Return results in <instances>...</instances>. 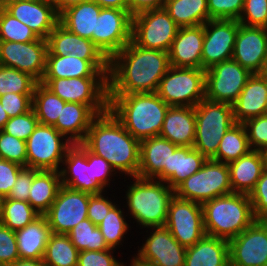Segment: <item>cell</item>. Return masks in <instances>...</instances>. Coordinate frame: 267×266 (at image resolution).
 Here are the masks:
<instances>
[{"instance_id": "ffe728a7", "label": "cell", "mask_w": 267, "mask_h": 266, "mask_svg": "<svg viewBox=\"0 0 267 266\" xmlns=\"http://www.w3.org/2000/svg\"><path fill=\"white\" fill-rule=\"evenodd\" d=\"M149 228V237L135 257L152 266H185L186 247L172 236L165 225Z\"/></svg>"}, {"instance_id": "836d02e7", "label": "cell", "mask_w": 267, "mask_h": 266, "mask_svg": "<svg viewBox=\"0 0 267 266\" xmlns=\"http://www.w3.org/2000/svg\"><path fill=\"white\" fill-rule=\"evenodd\" d=\"M101 7L93 1H87L71 6L59 16V22L72 33L91 40L96 33V18H98Z\"/></svg>"}, {"instance_id": "ab89813d", "label": "cell", "mask_w": 267, "mask_h": 266, "mask_svg": "<svg viewBox=\"0 0 267 266\" xmlns=\"http://www.w3.org/2000/svg\"><path fill=\"white\" fill-rule=\"evenodd\" d=\"M40 215L29 202L9 198L2 199L0 223L10 230L22 229Z\"/></svg>"}, {"instance_id": "b9f144b4", "label": "cell", "mask_w": 267, "mask_h": 266, "mask_svg": "<svg viewBox=\"0 0 267 266\" xmlns=\"http://www.w3.org/2000/svg\"><path fill=\"white\" fill-rule=\"evenodd\" d=\"M124 210L120 209L116 204L110 211L107 213L103 221H101L97 227L100 229L101 234L103 235L107 245L116 249L122 245L123 237L129 231V224L126 222V217L124 216Z\"/></svg>"}, {"instance_id": "4fadbf2b", "label": "cell", "mask_w": 267, "mask_h": 266, "mask_svg": "<svg viewBox=\"0 0 267 266\" xmlns=\"http://www.w3.org/2000/svg\"><path fill=\"white\" fill-rule=\"evenodd\" d=\"M132 40V15L121 9L102 8L96 18L93 43L110 60Z\"/></svg>"}, {"instance_id": "30bf717a", "label": "cell", "mask_w": 267, "mask_h": 266, "mask_svg": "<svg viewBox=\"0 0 267 266\" xmlns=\"http://www.w3.org/2000/svg\"><path fill=\"white\" fill-rule=\"evenodd\" d=\"M72 144L53 126L38 123L34 132L26 140V167L59 172L66 151Z\"/></svg>"}, {"instance_id": "f1b7e54d", "label": "cell", "mask_w": 267, "mask_h": 266, "mask_svg": "<svg viewBox=\"0 0 267 266\" xmlns=\"http://www.w3.org/2000/svg\"><path fill=\"white\" fill-rule=\"evenodd\" d=\"M96 116L97 114L88 105L65 102L53 127L73 144L82 143Z\"/></svg>"}, {"instance_id": "e575fe53", "label": "cell", "mask_w": 267, "mask_h": 266, "mask_svg": "<svg viewBox=\"0 0 267 266\" xmlns=\"http://www.w3.org/2000/svg\"><path fill=\"white\" fill-rule=\"evenodd\" d=\"M60 186L58 171L35 169L28 202L39 214L44 215L53 204Z\"/></svg>"}, {"instance_id": "94428289", "label": "cell", "mask_w": 267, "mask_h": 266, "mask_svg": "<svg viewBox=\"0 0 267 266\" xmlns=\"http://www.w3.org/2000/svg\"><path fill=\"white\" fill-rule=\"evenodd\" d=\"M96 2L101 8L121 9L129 11L128 0H91Z\"/></svg>"}, {"instance_id": "9a60e30c", "label": "cell", "mask_w": 267, "mask_h": 266, "mask_svg": "<svg viewBox=\"0 0 267 266\" xmlns=\"http://www.w3.org/2000/svg\"><path fill=\"white\" fill-rule=\"evenodd\" d=\"M91 195L61 185L53 204L44 214L52 233L67 234L80 221L87 219V209Z\"/></svg>"}, {"instance_id": "cb8c5ba5", "label": "cell", "mask_w": 267, "mask_h": 266, "mask_svg": "<svg viewBox=\"0 0 267 266\" xmlns=\"http://www.w3.org/2000/svg\"><path fill=\"white\" fill-rule=\"evenodd\" d=\"M232 107L236 123L267 114V73L252 74Z\"/></svg>"}, {"instance_id": "6da1fadb", "label": "cell", "mask_w": 267, "mask_h": 266, "mask_svg": "<svg viewBox=\"0 0 267 266\" xmlns=\"http://www.w3.org/2000/svg\"><path fill=\"white\" fill-rule=\"evenodd\" d=\"M169 67V52L131 40L109 60L108 94L155 93Z\"/></svg>"}, {"instance_id": "9f6ffc18", "label": "cell", "mask_w": 267, "mask_h": 266, "mask_svg": "<svg viewBox=\"0 0 267 266\" xmlns=\"http://www.w3.org/2000/svg\"><path fill=\"white\" fill-rule=\"evenodd\" d=\"M105 193L92 194L89 197V204L87 209L88 219L95 225H98L107 213L116 205L114 201H110L108 197L104 198Z\"/></svg>"}, {"instance_id": "89a4df30", "label": "cell", "mask_w": 267, "mask_h": 266, "mask_svg": "<svg viewBox=\"0 0 267 266\" xmlns=\"http://www.w3.org/2000/svg\"><path fill=\"white\" fill-rule=\"evenodd\" d=\"M2 199L3 198L0 196V217H1Z\"/></svg>"}, {"instance_id": "44dd1931", "label": "cell", "mask_w": 267, "mask_h": 266, "mask_svg": "<svg viewBox=\"0 0 267 266\" xmlns=\"http://www.w3.org/2000/svg\"><path fill=\"white\" fill-rule=\"evenodd\" d=\"M232 59L252 74L267 73V28L239 23Z\"/></svg>"}, {"instance_id": "7bdbcfd3", "label": "cell", "mask_w": 267, "mask_h": 266, "mask_svg": "<svg viewBox=\"0 0 267 266\" xmlns=\"http://www.w3.org/2000/svg\"><path fill=\"white\" fill-rule=\"evenodd\" d=\"M38 83L27 73L0 65V96L7 93L34 94Z\"/></svg>"}, {"instance_id": "a7ac6f4b", "label": "cell", "mask_w": 267, "mask_h": 266, "mask_svg": "<svg viewBox=\"0 0 267 266\" xmlns=\"http://www.w3.org/2000/svg\"><path fill=\"white\" fill-rule=\"evenodd\" d=\"M261 152L265 161V165L267 166V146Z\"/></svg>"}, {"instance_id": "7dc6e473", "label": "cell", "mask_w": 267, "mask_h": 266, "mask_svg": "<svg viewBox=\"0 0 267 266\" xmlns=\"http://www.w3.org/2000/svg\"><path fill=\"white\" fill-rule=\"evenodd\" d=\"M38 123L35 112L31 109L25 114L11 117L5 123L3 131L26 142L29 136L34 132Z\"/></svg>"}, {"instance_id": "8d00e7d4", "label": "cell", "mask_w": 267, "mask_h": 266, "mask_svg": "<svg viewBox=\"0 0 267 266\" xmlns=\"http://www.w3.org/2000/svg\"><path fill=\"white\" fill-rule=\"evenodd\" d=\"M251 151L247 132L243 123H236L225 133L212 160L230 163Z\"/></svg>"}, {"instance_id": "1f68e13d", "label": "cell", "mask_w": 267, "mask_h": 266, "mask_svg": "<svg viewBox=\"0 0 267 266\" xmlns=\"http://www.w3.org/2000/svg\"><path fill=\"white\" fill-rule=\"evenodd\" d=\"M52 234L45 215H40L24 228L16 230L20 259H43L46 245Z\"/></svg>"}, {"instance_id": "bcb514c9", "label": "cell", "mask_w": 267, "mask_h": 266, "mask_svg": "<svg viewBox=\"0 0 267 266\" xmlns=\"http://www.w3.org/2000/svg\"><path fill=\"white\" fill-rule=\"evenodd\" d=\"M0 158L26 167V142L0 131Z\"/></svg>"}, {"instance_id": "7a4b0ae2", "label": "cell", "mask_w": 267, "mask_h": 266, "mask_svg": "<svg viewBox=\"0 0 267 266\" xmlns=\"http://www.w3.org/2000/svg\"><path fill=\"white\" fill-rule=\"evenodd\" d=\"M93 154L104 158L119 174L137 177L140 141L135 139L108 109L98 114L82 142Z\"/></svg>"}, {"instance_id": "83f0119b", "label": "cell", "mask_w": 267, "mask_h": 266, "mask_svg": "<svg viewBox=\"0 0 267 266\" xmlns=\"http://www.w3.org/2000/svg\"><path fill=\"white\" fill-rule=\"evenodd\" d=\"M178 145L160 136L140 141V165L137 177L154 179L164 168Z\"/></svg>"}, {"instance_id": "7402d4cb", "label": "cell", "mask_w": 267, "mask_h": 266, "mask_svg": "<svg viewBox=\"0 0 267 266\" xmlns=\"http://www.w3.org/2000/svg\"><path fill=\"white\" fill-rule=\"evenodd\" d=\"M6 10L43 39H47L59 23L60 15L49 0L21 1L8 6Z\"/></svg>"}, {"instance_id": "f6af8a7d", "label": "cell", "mask_w": 267, "mask_h": 266, "mask_svg": "<svg viewBox=\"0 0 267 266\" xmlns=\"http://www.w3.org/2000/svg\"><path fill=\"white\" fill-rule=\"evenodd\" d=\"M112 172L116 174L104 158L93 154L86 147V173L103 191L106 187H110V176H114Z\"/></svg>"}, {"instance_id": "91938a15", "label": "cell", "mask_w": 267, "mask_h": 266, "mask_svg": "<svg viewBox=\"0 0 267 266\" xmlns=\"http://www.w3.org/2000/svg\"><path fill=\"white\" fill-rule=\"evenodd\" d=\"M129 13L134 16L140 12L164 8L163 0H128Z\"/></svg>"}, {"instance_id": "f907efd6", "label": "cell", "mask_w": 267, "mask_h": 266, "mask_svg": "<svg viewBox=\"0 0 267 266\" xmlns=\"http://www.w3.org/2000/svg\"><path fill=\"white\" fill-rule=\"evenodd\" d=\"M210 19L238 20L244 6V0H207Z\"/></svg>"}, {"instance_id": "277c9868", "label": "cell", "mask_w": 267, "mask_h": 266, "mask_svg": "<svg viewBox=\"0 0 267 266\" xmlns=\"http://www.w3.org/2000/svg\"><path fill=\"white\" fill-rule=\"evenodd\" d=\"M206 235L230 240L257 218L253 214L248 194L230 193L202 204Z\"/></svg>"}, {"instance_id": "ee69618b", "label": "cell", "mask_w": 267, "mask_h": 266, "mask_svg": "<svg viewBox=\"0 0 267 266\" xmlns=\"http://www.w3.org/2000/svg\"><path fill=\"white\" fill-rule=\"evenodd\" d=\"M39 37L6 9H0V41L32 42Z\"/></svg>"}, {"instance_id": "d590c367", "label": "cell", "mask_w": 267, "mask_h": 266, "mask_svg": "<svg viewBox=\"0 0 267 266\" xmlns=\"http://www.w3.org/2000/svg\"><path fill=\"white\" fill-rule=\"evenodd\" d=\"M164 9L180 28L204 25L209 20L207 0H168Z\"/></svg>"}, {"instance_id": "8fae6325", "label": "cell", "mask_w": 267, "mask_h": 266, "mask_svg": "<svg viewBox=\"0 0 267 266\" xmlns=\"http://www.w3.org/2000/svg\"><path fill=\"white\" fill-rule=\"evenodd\" d=\"M179 26L164 9H153L132 16V41L143 48L169 52Z\"/></svg>"}, {"instance_id": "f5cc1de1", "label": "cell", "mask_w": 267, "mask_h": 266, "mask_svg": "<svg viewBox=\"0 0 267 266\" xmlns=\"http://www.w3.org/2000/svg\"><path fill=\"white\" fill-rule=\"evenodd\" d=\"M253 214L257 219H267V166L257 181L255 188L249 193Z\"/></svg>"}, {"instance_id": "f35d334b", "label": "cell", "mask_w": 267, "mask_h": 266, "mask_svg": "<svg viewBox=\"0 0 267 266\" xmlns=\"http://www.w3.org/2000/svg\"><path fill=\"white\" fill-rule=\"evenodd\" d=\"M65 101L48 90L42 83H38L35 87L32 97V109L40 124L53 126Z\"/></svg>"}, {"instance_id": "d6986e66", "label": "cell", "mask_w": 267, "mask_h": 266, "mask_svg": "<svg viewBox=\"0 0 267 266\" xmlns=\"http://www.w3.org/2000/svg\"><path fill=\"white\" fill-rule=\"evenodd\" d=\"M48 51L53 55L78 57L87 60L97 71H109V59L91 41L76 35L60 22L49 34Z\"/></svg>"}, {"instance_id": "ac0fdd59", "label": "cell", "mask_w": 267, "mask_h": 266, "mask_svg": "<svg viewBox=\"0 0 267 266\" xmlns=\"http://www.w3.org/2000/svg\"><path fill=\"white\" fill-rule=\"evenodd\" d=\"M238 28L235 19H210L204 24L203 70L232 59Z\"/></svg>"}, {"instance_id": "f546056e", "label": "cell", "mask_w": 267, "mask_h": 266, "mask_svg": "<svg viewBox=\"0 0 267 266\" xmlns=\"http://www.w3.org/2000/svg\"><path fill=\"white\" fill-rule=\"evenodd\" d=\"M185 266H230L229 241L203 236L193 246L186 247Z\"/></svg>"}, {"instance_id": "7c38bea8", "label": "cell", "mask_w": 267, "mask_h": 266, "mask_svg": "<svg viewBox=\"0 0 267 266\" xmlns=\"http://www.w3.org/2000/svg\"><path fill=\"white\" fill-rule=\"evenodd\" d=\"M251 75L234 59L218 63L205 70V98L232 105Z\"/></svg>"}, {"instance_id": "484cf974", "label": "cell", "mask_w": 267, "mask_h": 266, "mask_svg": "<svg viewBox=\"0 0 267 266\" xmlns=\"http://www.w3.org/2000/svg\"><path fill=\"white\" fill-rule=\"evenodd\" d=\"M195 127L194 107L170 106L159 136L178 146L193 147Z\"/></svg>"}, {"instance_id": "52a82bcc", "label": "cell", "mask_w": 267, "mask_h": 266, "mask_svg": "<svg viewBox=\"0 0 267 266\" xmlns=\"http://www.w3.org/2000/svg\"><path fill=\"white\" fill-rule=\"evenodd\" d=\"M230 193L233 191L228 164L212 159H207L201 169L174 189V194L178 198L201 205Z\"/></svg>"}, {"instance_id": "680465c9", "label": "cell", "mask_w": 267, "mask_h": 266, "mask_svg": "<svg viewBox=\"0 0 267 266\" xmlns=\"http://www.w3.org/2000/svg\"><path fill=\"white\" fill-rule=\"evenodd\" d=\"M24 167L0 158V196L5 198L9 195L18 173Z\"/></svg>"}, {"instance_id": "d4e9b609", "label": "cell", "mask_w": 267, "mask_h": 266, "mask_svg": "<svg viewBox=\"0 0 267 266\" xmlns=\"http://www.w3.org/2000/svg\"><path fill=\"white\" fill-rule=\"evenodd\" d=\"M60 168L61 185L90 194L103 191L86 173V146L83 143L72 144L66 151Z\"/></svg>"}, {"instance_id": "03108f58", "label": "cell", "mask_w": 267, "mask_h": 266, "mask_svg": "<svg viewBox=\"0 0 267 266\" xmlns=\"http://www.w3.org/2000/svg\"><path fill=\"white\" fill-rule=\"evenodd\" d=\"M21 1L27 0H0V9H6L8 6Z\"/></svg>"}, {"instance_id": "816d5d0a", "label": "cell", "mask_w": 267, "mask_h": 266, "mask_svg": "<svg viewBox=\"0 0 267 266\" xmlns=\"http://www.w3.org/2000/svg\"><path fill=\"white\" fill-rule=\"evenodd\" d=\"M18 259L15 231L0 223V266H10Z\"/></svg>"}, {"instance_id": "74e56055", "label": "cell", "mask_w": 267, "mask_h": 266, "mask_svg": "<svg viewBox=\"0 0 267 266\" xmlns=\"http://www.w3.org/2000/svg\"><path fill=\"white\" fill-rule=\"evenodd\" d=\"M78 255L67 234L52 233L42 260L46 266H77Z\"/></svg>"}, {"instance_id": "8992f818", "label": "cell", "mask_w": 267, "mask_h": 266, "mask_svg": "<svg viewBox=\"0 0 267 266\" xmlns=\"http://www.w3.org/2000/svg\"><path fill=\"white\" fill-rule=\"evenodd\" d=\"M195 140L193 148L207 159H212L220 141L236 121L231 104L204 98L195 107Z\"/></svg>"}, {"instance_id": "60d3db41", "label": "cell", "mask_w": 267, "mask_h": 266, "mask_svg": "<svg viewBox=\"0 0 267 266\" xmlns=\"http://www.w3.org/2000/svg\"><path fill=\"white\" fill-rule=\"evenodd\" d=\"M67 235L76 249L81 251H102L111 249L100 229L93 224L88 218L80 221Z\"/></svg>"}, {"instance_id": "003e7915", "label": "cell", "mask_w": 267, "mask_h": 266, "mask_svg": "<svg viewBox=\"0 0 267 266\" xmlns=\"http://www.w3.org/2000/svg\"><path fill=\"white\" fill-rule=\"evenodd\" d=\"M134 258V259H133ZM131 259V263L129 266H152V265H149L147 263H143L141 261H139L135 256ZM121 266H127L125 265L123 262L121 263Z\"/></svg>"}, {"instance_id": "5b68a950", "label": "cell", "mask_w": 267, "mask_h": 266, "mask_svg": "<svg viewBox=\"0 0 267 266\" xmlns=\"http://www.w3.org/2000/svg\"><path fill=\"white\" fill-rule=\"evenodd\" d=\"M125 194L130 216L144 228L164 226L174 190L163 181L133 177Z\"/></svg>"}, {"instance_id": "2e32d148", "label": "cell", "mask_w": 267, "mask_h": 266, "mask_svg": "<svg viewBox=\"0 0 267 266\" xmlns=\"http://www.w3.org/2000/svg\"><path fill=\"white\" fill-rule=\"evenodd\" d=\"M47 40L32 42L0 41V65L15 68L41 82L46 68Z\"/></svg>"}, {"instance_id": "e7e4bbea", "label": "cell", "mask_w": 267, "mask_h": 266, "mask_svg": "<svg viewBox=\"0 0 267 266\" xmlns=\"http://www.w3.org/2000/svg\"><path fill=\"white\" fill-rule=\"evenodd\" d=\"M7 112L4 110L3 105L0 103V131L3 130L5 123L9 120Z\"/></svg>"}, {"instance_id": "e0dca14e", "label": "cell", "mask_w": 267, "mask_h": 266, "mask_svg": "<svg viewBox=\"0 0 267 266\" xmlns=\"http://www.w3.org/2000/svg\"><path fill=\"white\" fill-rule=\"evenodd\" d=\"M230 266H267V219H256L229 240Z\"/></svg>"}, {"instance_id": "11a10c76", "label": "cell", "mask_w": 267, "mask_h": 266, "mask_svg": "<svg viewBox=\"0 0 267 266\" xmlns=\"http://www.w3.org/2000/svg\"><path fill=\"white\" fill-rule=\"evenodd\" d=\"M114 249L102 251H81L78 255L77 266H121V260L114 257Z\"/></svg>"}, {"instance_id": "4dcf8cb0", "label": "cell", "mask_w": 267, "mask_h": 266, "mask_svg": "<svg viewBox=\"0 0 267 266\" xmlns=\"http://www.w3.org/2000/svg\"><path fill=\"white\" fill-rule=\"evenodd\" d=\"M228 167L232 191L249 195L266 165L262 152L251 150L247 155L228 163Z\"/></svg>"}, {"instance_id": "4316f807", "label": "cell", "mask_w": 267, "mask_h": 266, "mask_svg": "<svg viewBox=\"0 0 267 266\" xmlns=\"http://www.w3.org/2000/svg\"><path fill=\"white\" fill-rule=\"evenodd\" d=\"M207 158L193 147L178 146L164 168L154 179L166 182L173 190L202 168Z\"/></svg>"}, {"instance_id": "db71d44e", "label": "cell", "mask_w": 267, "mask_h": 266, "mask_svg": "<svg viewBox=\"0 0 267 266\" xmlns=\"http://www.w3.org/2000/svg\"><path fill=\"white\" fill-rule=\"evenodd\" d=\"M33 94L7 93L0 96V103L9 118L19 116L32 109Z\"/></svg>"}, {"instance_id": "681fc988", "label": "cell", "mask_w": 267, "mask_h": 266, "mask_svg": "<svg viewBox=\"0 0 267 266\" xmlns=\"http://www.w3.org/2000/svg\"><path fill=\"white\" fill-rule=\"evenodd\" d=\"M243 124L251 150L261 152L267 146V114L247 119Z\"/></svg>"}, {"instance_id": "3957f363", "label": "cell", "mask_w": 267, "mask_h": 266, "mask_svg": "<svg viewBox=\"0 0 267 266\" xmlns=\"http://www.w3.org/2000/svg\"><path fill=\"white\" fill-rule=\"evenodd\" d=\"M108 109L137 140L159 136L169 109L155 93L108 94Z\"/></svg>"}, {"instance_id": "c3c4849f", "label": "cell", "mask_w": 267, "mask_h": 266, "mask_svg": "<svg viewBox=\"0 0 267 266\" xmlns=\"http://www.w3.org/2000/svg\"><path fill=\"white\" fill-rule=\"evenodd\" d=\"M238 22L245 26L267 28V0H244Z\"/></svg>"}, {"instance_id": "be15d7a7", "label": "cell", "mask_w": 267, "mask_h": 266, "mask_svg": "<svg viewBox=\"0 0 267 266\" xmlns=\"http://www.w3.org/2000/svg\"><path fill=\"white\" fill-rule=\"evenodd\" d=\"M10 266H46L42 259H18Z\"/></svg>"}, {"instance_id": "6f0895ef", "label": "cell", "mask_w": 267, "mask_h": 266, "mask_svg": "<svg viewBox=\"0 0 267 266\" xmlns=\"http://www.w3.org/2000/svg\"><path fill=\"white\" fill-rule=\"evenodd\" d=\"M35 176V169L24 167L17 175L9 195L5 198L28 202L29 190Z\"/></svg>"}, {"instance_id": "603a6c76", "label": "cell", "mask_w": 267, "mask_h": 266, "mask_svg": "<svg viewBox=\"0 0 267 266\" xmlns=\"http://www.w3.org/2000/svg\"><path fill=\"white\" fill-rule=\"evenodd\" d=\"M204 25L179 28L169 50L172 67L202 69Z\"/></svg>"}, {"instance_id": "d6a6232c", "label": "cell", "mask_w": 267, "mask_h": 266, "mask_svg": "<svg viewBox=\"0 0 267 266\" xmlns=\"http://www.w3.org/2000/svg\"><path fill=\"white\" fill-rule=\"evenodd\" d=\"M108 75L109 71H97L87 60L47 52L43 78L108 77Z\"/></svg>"}, {"instance_id": "9c48e42d", "label": "cell", "mask_w": 267, "mask_h": 266, "mask_svg": "<svg viewBox=\"0 0 267 266\" xmlns=\"http://www.w3.org/2000/svg\"><path fill=\"white\" fill-rule=\"evenodd\" d=\"M156 93L169 106L195 107L205 98V70L170 66Z\"/></svg>"}, {"instance_id": "6125c7cd", "label": "cell", "mask_w": 267, "mask_h": 266, "mask_svg": "<svg viewBox=\"0 0 267 266\" xmlns=\"http://www.w3.org/2000/svg\"><path fill=\"white\" fill-rule=\"evenodd\" d=\"M60 15L67 8L90 0H49Z\"/></svg>"}, {"instance_id": "5bb4252c", "label": "cell", "mask_w": 267, "mask_h": 266, "mask_svg": "<svg viewBox=\"0 0 267 266\" xmlns=\"http://www.w3.org/2000/svg\"><path fill=\"white\" fill-rule=\"evenodd\" d=\"M165 226L182 246H193L206 235L202 205L174 195Z\"/></svg>"}, {"instance_id": "ba28073f", "label": "cell", "mask_w": 267, "mask_h": 266, "mask_svg": "<svg viewBox=\"0 0 267 266\" xmlns=\"http://www.w3.org/2000/svg\"><path fill=\"white\" fill-rule=\"evenodd\" d=\"M40 83L63 101L88 105L97 115L108 110V77L42 78Z\"/></svg>"}]
</instances>
